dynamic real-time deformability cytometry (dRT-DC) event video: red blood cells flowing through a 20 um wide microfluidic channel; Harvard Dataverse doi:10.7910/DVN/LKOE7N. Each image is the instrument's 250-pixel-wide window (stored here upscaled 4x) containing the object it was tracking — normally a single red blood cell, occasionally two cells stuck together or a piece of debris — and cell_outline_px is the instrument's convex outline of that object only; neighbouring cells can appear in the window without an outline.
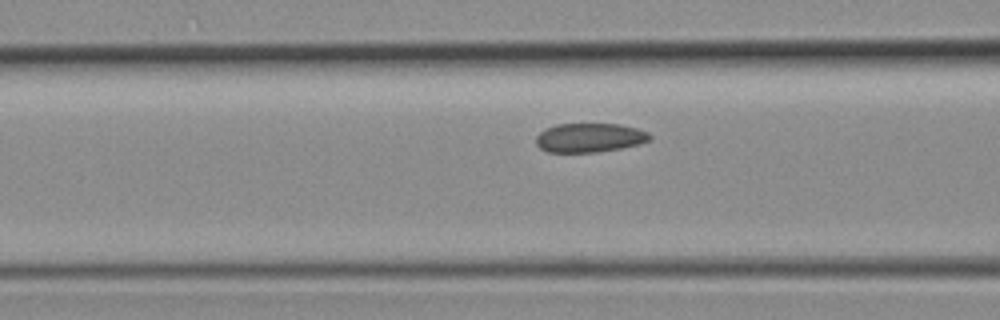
{"species": "common noctule bat (a hibernating species)", "species_latin": "Nyctalus noctula", "temperature_condition": "room temperature", "stored_images_in_passage": 4, "camera_frame_rate_fps": 3000, "um_per_image_px": 0.085, "animal": {"sex": "female", "body_mass_g": 19.3, "forearm_length_mm": 54.1}, "frame": {"image": 1, "passage_image": 4, "time_ms": 1.0, "image_size_px": [1000, 320], "cell_outline_px": [[652, 136], [648, 140], [636, 144], [620, 148], [596, 152], [548, 152], [540, 148], [536, 144], [536, 136], [540, 132], [556, 124], [620, 124], [636, 128], [648, 132]], "centroid_in_image_um": [50.09, 11.7], "position_along_channel_um": 116.5, "area_um2": 19.07}}